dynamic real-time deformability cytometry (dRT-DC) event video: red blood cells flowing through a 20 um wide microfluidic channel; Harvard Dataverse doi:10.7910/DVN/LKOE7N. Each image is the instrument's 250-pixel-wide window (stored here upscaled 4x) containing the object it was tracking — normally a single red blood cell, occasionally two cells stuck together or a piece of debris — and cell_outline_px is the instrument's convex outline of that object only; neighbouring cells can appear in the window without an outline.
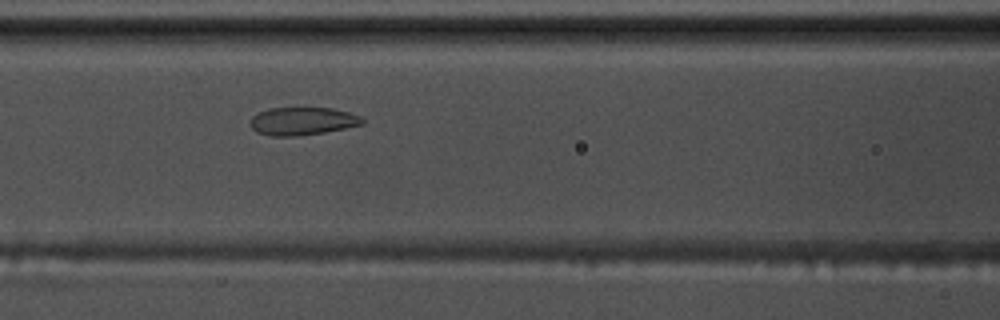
{"species": "common noctule bat (a hibernating species)", "species_latin": "Nyctalus noctula", "temperature_condition": "warm", "stored_images_in_passage": 34, "camera_frame_rate_fps": 3000, "um_per_image_px": 0.085, "animal": {"sex": "male", "body_mass_g": 17.5, "forearm_length_mm": 52.3}, "frame": {"image": 1, "passage_image": 7, "time_ms": 2.0, "image_size_px": [1000, 320], "cell_outline_px": [[364, 124], [324, 132], [296, 136], [272, 136], [256, 132], [248, 124], [252, 116], [268, 108], [332, 108], [348, 112], [360, 116], [364, 120]], "centroid_in_image_um": [25.68, 10.3], "position_along_channel_um": 140.9, "area_um2": 18.21}}
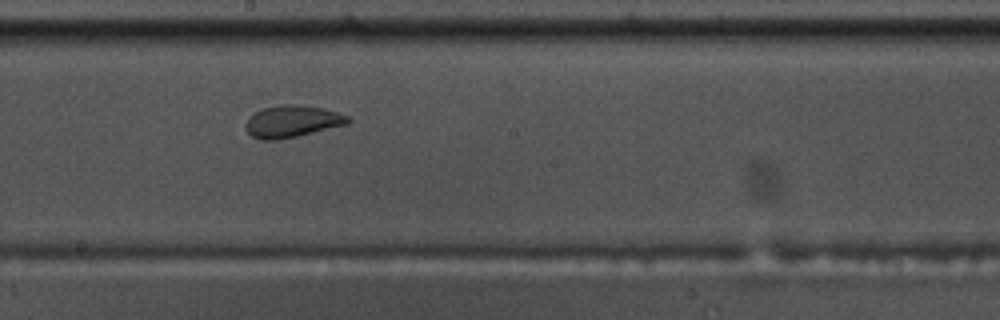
{"frame": {"image": 2, "passage_image": 14, "time_ms": 4.333, "image_size_px": [1000, 320], "cell_outline_px": [[352, 120], [348, 124], [296, 136], [276, 140], [260, 140], [252, 136], [244, 128], [244, 124], [248, 116], [260, 108], [280, 104], [296, 104], [324, 108], [348, 116]], "centroid_in_image_um": [24.78, 10.3], "position_along_channel_um": 223.4, "area_um2": 19.31}}
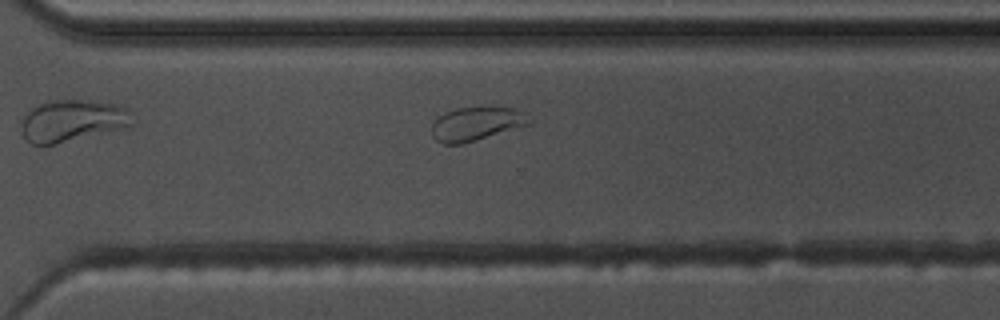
{"frame": {"image": 3, "passage_image": 23, "time_ms": 7.333, "image_size_px": [1000, 320], "cell_outline_px": [[532, 124], [476, 140], [460, 144], [444, 144], [436, 140], [432, 136], [432, 124], [444, 112], [456, 108], [516, 108], [532, 120]], "centroid_in_image_um": [40.49, 10.53], "position_along_channel_um": 330.1, "area_um2": 18.9}}